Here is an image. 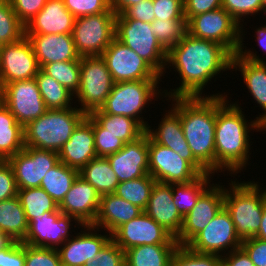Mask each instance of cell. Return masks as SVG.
Returning <instances> with one entry per match:
<instances>
[{"label": "cell", "instance_id": "obj_3", "mask_svg": "<svg viewBox=\"0 0 266 266\" xmlns=\"http://www.w3.org/2000/svg\"><path fill=\"white\" fill-rule=\"evenodd\" d=\"M208 96V97H207ZM216 96L180 97V122L193 156L215 173Z\"/></svg>", "mask_w": 266, "mask_h": 266}, {"label": "cell", "instance_id": "obj_17", "mask_svg": "<svg viewBox=\"0 0 266 266\" xmlns=\"http://www.w3.org/2000/svg\"><path fill=\"white\" fill-rule=\"evenodd\" d=\"M18 189L37 188L47 171L59 162L57 152L26 147L10 157Z\"/></svg>", "mask_w": 266, "mask_h": 266}, {"label": "cell", "instance_id": "obj_22", "mask_svg": "<svg viewBox=\"0 0 266 266\" xmlns=\"http://www.w3.org/2000/svg\"><path fill=\"white\" fill-rule=\"evenodd\" d=\"M82 227L81 230L84 231H80L57 249L62 266H84L86 262L95 259V255L111 240V234H99V228L93 225Z\"/></svg>", "mask_w": 266, "mask_h": 266}, {"label": "cell", "instance_id": "obj_42", "mask_svg": "<svg viewBox=\"0 0 266 266\" xmlns=\"http://www.w3.org/2000/svg\"><path fill=\"white\" fill-rule=\"evenodd\" d=\"M170 266H222L221 256L198 253L186 245H178L174 251Z\"/></svg>", "mask_w": 266, "mask_h": 266}, {"label": "cell", "instance_id": "obj_59", "mask_svg": "<svg viewBox=\"0 0 266 266\" xmlns=\"http://www.w3.org/2000/svg\"><path fill=\"white\" fill-rule=\"evenodd\" d=\"M256 40L262 48V50L266 51V25L265 26H260L258 29H256Z\"/></svg>", "mask_w": 266, "mask_h": 266}, {"label": "cell", "instance_id": "obj_14", "mask_svg": "<svg viewBox=\"0 0 266 266\" xmlns=\"http://www.w3.org/2000/svg\"><path fill=\"white\" fill-rule=\"evenodd\" d=\"M230 213L223 207L210 223L186 246L198 253L217 254L241 247ZM226 250V251H225ZM222 253V254H221Z\"/></svg>", "mask_w": 266, "mask_h": 266}, {"label": "cell", "instance_id": "obj_49", "mask_svg": "<svg viewBox=\"0 0 266 266\" xmlns=\"http://www.w3.org/2000/svg\"><path fill=\"white\" fill-rule=\"evenodd\" d=\"M18 188L12 166L8 161H0V201L17 196Z\"/></svg>", "mask_w": 266, "mask_h": 266}, {"label": "cell", "instance_id": "obj_46", "mask_svg": "<svg viewBox=\"0 0 266 266\" xmlns=\"http://www.w3.org/2000/svg\"><path fill=\"white\" fill-rule=\"evenodd\" d=\"M224 8L241 25L243 18L263 11L261 0H222ZM242 18V19H241ZM242 20V21H241Z\"/></svg>", "mask_w": 266, "mask_h": 266}, {"label": "cell", "instance_id": "obj_15", "mask_svg": "<svg viewBox=\"0 0 266 266\" xmlns=\"http://www.w3.org/2000/svg\"><path fill=\"white\" fill-rule=\"evenodd\" d=\"M111 239L125 252L140 245H178L176 239L144 211L118 227Z\"/></svg>", "mask_w": 266, "mask_h": 266}, {"label": "cell", "instance_id": "obj_33", "mask_svg": "<svg viewBox=\"0 0 266 266\" xmlns=\"http://www.w3.org/2000/svg\"><path fill=\"white\" fill-rule=\"evenodd\" d=\"M178 245H140L125 251V266H170Z\"/></svg>", "mask_w": 266, "mask_h": 266}, {"label": "cell", "instance_id": "obj_30", "mask_svg": "<svg viewBox=\"0 0 266 266\" xmlns=\"http://www.w3.org/2000/svg\"><path fill=\"white\" fill-rule=\"evenodd\" d=\"M93 117L94 133H111L124 143L135 141L145 133V129L135 120L123 115L105 114L99 109L90 113Z\"/></svg>", "mask_w": 266, "mask_h": 266}, {"label": "cell", "instance_id": "obj_5", "mask_svg": "<svg viewBox=\"0 0 266 266\" xmlns=\"http://www.w3.org/2000/svg\"><path fill=\"white\" fill-rule=\"evenodd\" d=\"M86 117L79 108L48 109L24 130V146L59 152L74 129Z\"/></svg>", "mask_w": 266, "mask_h": 266}, {"label": "cell", "instance_id": "obj_35", "mask_svg": "<svg viewBox=\"0 0 266 266\" xmlns=\"http://www.w3.org/2000/svg\"><path fill=\"white\" fill-rule=\"evenodd\" d=\"M213 173L201 174L189 183L172 184L173 202L184 218L196 205L198 198L211 186Z\"/></svg>", "mask_w": 266, "mask_h": 266}, {"label": "cell", "instance_id": "obj_18", "mask_svg": "<svg viewBox=\"0 0 266 266\" xmlns=\"http://www.w3.org/2000/svg\"><path fill=\"white\" fill-rule=\"evenodd\" d=\"M39 69L32 44L26 36L18 42L3 44L0 48V87L33 79Z\"/></svg>", "mask_w": 266, "mask_h": 266}, {"label": "cell", "instance_id": "obj_1", "mask_svg": "<svg viewBox=\"0 0 266 266\" xmlns=\"http://www.w3.org/2000/svg\"><path fill=\"white\" fill-rule=\"evenodd\" d=\"M231 58L232 54L221 44L187 33L167 52L166 64L179 73L181 85L169 92L164 90V97H201L214 76L231 69Z\"/></svg>", "mask_w": 266, "mask_h": 266}, {"label": "cell", "instance_id": "obj_47", "mask_svg": "<svg viewBox=\"0 0 266 266\" xmlns=\"http://www.w3.org/2000/svg\"><path fill=\"white\" fill-rule=\"evenodd\" d=\"M24 149V131L0 132V160L7 161Z\"/></svg>", "mask_w": 266, "mask_h": 266}, {"label": "cell", "instance_id": "obj_8", "mask_svg": "<svg viewBox=\"0 0 266 266\" xmlns=\"http://www.w3.org/2000/svg\"><path fill=\"white\" fill-rule=\"evenodd\" d=\"M114 80L102 56L80 57V85L74 95L85 114L100 109L114 86Z\"/></svg>", "mask_w": 266, "mask_h": 266}, {"label": "cell", "instance_id": "obj_63", "mask_svg": "<svg viewBox=\"0 0 266 266\" xmlns=\"http://www.w3.org/2000/svg\"><path fill=\"white\" fill-rule=\"evenodd\" d=\"M2 104L1 94H0V105Z\"/></svg>", "mask_w": 266, "mask_h": 266}, {"label": "cell", "instance_id": "obj_32", "mask_svg": "<svg viewBox=\"0 0 266 266\" xmlns=\"http://www.w3.org/2000/svg\"><path fill=\"white\" fill-rule=\"evenodd\" d=\"M79 176L89 182L100 194H112L119 184L107 157L93 158L80 171Z\"/></svg>", "mask_w": 266, "mask_h": 266}, {"label": "cell", "instance_id": "obj_26", "mask_svg": "<svg viewBox=\"0 0 266 266\" xmlns=\"http://www.w3.org/2000/svg\"><path fill=\"white\" fill-rule=\"evenodd\" d=\"M30 40L38 65L80 60L72 34H25Z\"/></svg>", "mask_w": 266, "mask_h": 266}, {"label": "cell", "instance_id": "obj_7", "mask_svg": "<svg viewBox=\"0 0 266 266\" xmlns=\"http://www.w3.org/2000/svg\"><path fill=\"white\" fill-rule=\"evenodd\" d=\"M115 37L135 51L161 77L167 67V51L156 39L151 23L136 19H120L116 15Z\"/></svg>", "mask_w": 266, "mask_h": 266}, {"label": "cell", "instance_id": "obj_29", "mask_svg": "<svg viewBox=\"0 0 266 266\" xmlns=\"http://www.w3.org/2000/svg\"><path fill=\"white\" fill-rule=\"evenodd\" d=\"M143 210L131 204L116 194L102 195L99 202V209L96 220L93 224L96 228L106 230L107 234H112L118 227L131 221Z\"/></svg>", "mask_w": 266, "mask_h": 266}, {"label": "cell", "instance_id": "obj_54", "mask_svg": "<svg viewBox=\"0 0 266 266\" xmlns=\"http://www.w3.org/2000/svg\"><path fill=\"white\" fill-rule=\"evenodd\" d=\"M183 4L188 22L193 16L221 8L222 0H183Z\"/></svg>", "mask_w": 266, "mask_h": 266}, {"label": "cell", "instance_id": "obj_19", "mask_svg": "<svg viewBox=\"0 0 266 266\" xmlns=\"http://www.w3.org/2000/svg\"><path fill=\"white\" fill-rule=\"evenodd\" d=\"M73 221L78 223L75 225L83 226L75 217L62 214L59 209L45 212L28 224V232L22 242L31 246L58 249L59 245L73 236L70 235Z\"/></svg>", "mask_w": 266, "mask_h": 266}, {"label": "cell", "instance_id": "obj_55", "mask_svg": "<svg viewBox=\"0 0 266 266\" xmlns=\"http://www.w3.org/2000/svg\"><path fill=\"white\" fill-rule=\"evenodd\" d=\"M241 247L255 266H266V241L253 237L243 240Z\"/></svg>", "mask_w": 266, "mask_h": 266}, {"label": "cell", "instance_id": "obj_28", "mask_svg": "<svg viewBox=\"0 0 266 266\" xmlns=\"http://www.w3.org/2000/svg\"><path fill=\"white\" fill-rule=\"evenodd\" d=\"M75 17L63 0H47L45 6L25 25V34H72Z\"/></svg>", "mask_w": 266, "mask_h": 266}, {"label": "cell", "instance_id": "obj_36", "mask_svg": "<svg viewBox=\"0 0 266 266\" xmlns=\"http://www.w3.org/2000/svg\"><path fill=\"white\" fill-rule=\"evenodd\" d=\"M35 80L37 81L38 89L47 109L56 110L72 107L71 101L73 100L74 94L58 83L53 77L46 74L41 68Z\"/></svg>", "mask_w": 266, "mask_h": 266}, {"label": "cell", "instance_id": "obj_52", "mask_svg": "<svg viewBox=\"0 0 266 266\" xmlns=\"http://www.w3.org/2000/svg\"><path fill=\"white\" fill-rule=\"evenodd\" d=\"M95 150L98 157H107L118 152L124 146V142L111 133H94Z\"/></svg>", "mask_w": 266, "mask_h": 266}, {"label": "cell", "instance_id": "obj_60", "mask_svg": "<svg viewBox=\"0 0 266 266\" xmlns=\"http://www.w3.org/2000/svg\"><path fill=\"white\" fill-rule=\"evenodd\" d=\"M255 237L266 241V205L264 206V210L262 213V220L258 234Z\"/></svg>", "mask_w": 266, "mask_h": 266}, {"label": "cell", "instance_id": "obj_6", "mask_svg": "<svg viewBox=\"0 0 266 266\" xmlns=\"http://www.w3.org/2000/svg\"><path fill=\"white\" fill-rule=\"evenodd\" d=\"M160 80H136L114 83L112 90L99 109L105 114L123 115L135 119L145 130L149 126L142 111L154 97L164 96L158 90ZM141 114V115H140Z\"/></svg>", "mask_w": 266, "mask_h": 266}, {"label": "cell", "instance_id": "obj_39", "mask_svg": "<svg viewBox=\"0 0 266 266\" xmlns=\"http://www.w3.org/2000/svg\"><path fill=\"white\" fill-rule=\"evenodd\" d=\"M25 36V25L13 11L10 0H0V43L18 42Z\"/></svg>", "mask_w": 266, "mask_h": 266}, {"label": "cell", "instance_id": "obj_38", "mask_svg": "<svg viewBox=\"0 0 266 266\" xmlns=\"http://www.w3.org/2000/svg\"><path fill=\"white\" fill-rule=\"evenodd\" d=\"M155 183V179L150 174H147L141 178L119 182L114 194L144 211Z\"/></svg>", "mask_w": 266, "mask_h": 266}, {"label": "cell", "instance_id": "obj_51", "mask_svg": "<svg viewBox=\"0 0 266 266\" xmlns=\"http://www.w3.org/2000/svg\"><path fill=\"white\" fill-rule=\"evenodd\" d=\"M120 19H136L142 22L152 23L155 20L153 0H143L127 8L122 14L117 15Z\"/></svg>", "mask_w": 266, "mask_h": 266}, {"label": "cell", "instance_id": "obj_48", "mask_svg": "<svg viewBox=\"0 0 266 266\" xmlns=\"http://www.w3.org/2000/svg\"><path fill=\"white\" fill-rule=\"evenodd\" d=\"M155 19L186 20L183 0H153Z\"/></svg>", "mask_w": 266, "mask_h": 266}, {"label": "cell", "instance_id": "obj_25", "mask_svg": "<svg viewBox=\"0 0 266 266\" xmlns=\"http://www.w3.org/2000/svg\"><path fill=\"white\" fill-rule=\"evenodd\" d=\"M59 161L80 171L93 158L98 157L95 150L93 117H86L74 129L70 139L58 152Z\"/></svg>", "mask_w": 266, "mask_h": 266}, {"label": "cell", "instance_id": "obj_16", "mask_svg": "<svg viewBox=\"0 0 266 266\" xmlns=\"http://www.w3.org/2000/svg\"><path fill=\"white\" fill-rule=\"evenodd\" d=\"M172 102L171 109L164 114L158 128L153 130L148 126L146 133L155 142L170 148L181 158L188 161L200 174L210 173L194 156L184 137L182 124L180 122V97L169 98ZM176 102V103H175Z\"/></svg>", "mask_w": 266, "mask_h": 266}, {"label": "cell", "instance_id": "obj_11", "mask_svg": "<svg viewBox=\"0 0 266 266\" xmlns=\"http://www.w3.org/2000/svg\"><path fill=\"white\" fill-rule=\"evenodd\" d=\"M0 94L2 103L22 127L38 119L48 110L35 78L1 86Z\"/></svg>", "mask_w": 266, "mask_h": 266}, {"label": "cell", "instance_id": "obj_40", "mask_svg": "<svg viewBox=\"0 0 266 266\" xmlns=\"http://www.w3.org/2000/svg\"><path fill=\"white\" fill-rule=\"evenodd\" d=\"M74 95L80 85V60L47 63L41 68Z\"/></svg>", "mask_w": 266, "mask_h": 266}, {"label": "cell", "instance_id": "obj_61", "mask_svg": "<svg viewBox=\"0 0 266 266\" xmlns=\"http://www.w3.org/2000/svg\"><path fill=\"white\" fill-rule=\"evenodd\" d=\"M12 240L3 232H0V251L6 248Z\"/></svg>", "mask_w": 266, "mask_h": 266}, {"label": "cell", "instance_id": "obj_12", "mask_svg": "<svg viewBox=\"0 0 266 266\" xmlns=\"http://www.w3.org/2000/svg\"><path fill=\"white\" fill-rule=\"evenodd\" d=\"M149 174L156 182L189 183L201 174L170 148L155 143L148 136Z\"/></svg>", "mask_w": 266, "mask_h": 266}, {"label": "cell", "instance_id": "obj_21", "mask_svg": "<svg viewBox=\"0 0 266 266\" xmlns=\"http://www.w3.org/2000/svg\"><path fill=\"white\" fill-rule=\"evenodd\" d=\"M223 187V188H222ZM224 207V186L214 183L198 198L196 205L183 218L178 245H187Z\"/></svg>", "mask_w": 266, "mask_h": 266}, {"label": "cell", "instance_id": "obj_62", "mask_svg": "<svg viewBox=\"0 0 266 266\" xmlns=\"http://www.w3.org/2000/svg\"><path fill=\"white\" fill-rule=\"evenodd\" d=\"M262 3V9L264 11V14L266 13V0H261Z\"/></svg>", "mask_w": 266, "mask_h": 266}, {"label": "cell", "instance_id": "obj_56", "mask_svg": "<svg viewBox=\"0 0 266 266\" xmlns=\"http://www.w3.org/2000/svg\"><path fill=\"white\" fill-rule=\"evenodd\" d=\"M221 262L222 266H255L242 247L222 255Z\"/></svg>", "mask_w": 266, "mask_h": 266}, {"label": "cell", "instance_id": "obj_24", "mask_svg": "<svg viewBox=\"0 0 266 266\" xmlns=\"http://www.w3.org/2000/svg\"><path fill=\"white\" fill-rule=\"evenodd\" d=\"M100 194L79 175L59 205L62 214L75 217L82 225H93L99 209Z\"/></svg>", "mask_w": 266, "mask_h": 266}, {"label": "cell", "instance_id": "obj_43", "mask_svg": "<svg viewBox=\"0 0 266 266\" xmlns=\"http://www.w3.org/2000/svg\"><path fill=\"white\" fill-rule=\"evenodd\" d=\"M25 266H62V264L57 249L25 244Z\"/></svg>", "mask_w": 266, "mask_h": 266}, {"label": "cell", "instance_id": "obj_9", "mask_svg": "<svg viewBox=\"0 0 266 266\" xmlns=\"http://www.w3.org/2000/svg\"><path fill=\"white\" fill-rule=\"evenodd\" d=\"M115 35L116 13L114 11L75 18L72 36L80 57L102 56Z\"/></svg>", "mask_w": 266, "mask_h": 266}, {"label": "cell", "instance_id": "obj_53", "mask_svg": "<svg viewBox=\"0 0 266 266\" xmlns=\"http://www.w3.org/2000/svg\"><path fill=\"white\" fill-rule=\"evenodd\" d=\"M0 266H25V244L12 241L0 251Z\"/></svg>", "mask_w": 266, "mask_h": 266}, {"label": "cell", "instance_id": "obj_4", "mask_svg": "<svg viewBox=\"0 0 266 266\" xmlns=\"http://www.w3.org/2000/svg\"><path fill=\"white\" fill-rule=\"evenodd\" d=\"M230 185V190L224 187V207L231 215L240 240L253 238L261 225L266 205V188L261 190V186L255 181L236 183L231 180Z\"/></svg>", "mask_w": 266, "mask_h": 266}, {"label": "cell", "instance_id": "obj_23", "mask_svg": "<svg viewBox=\"0 0 266 266\" xmlns=\"http://www.w3.org/2000/svg\"><path fill=\"white\" fill-rule=\"evenodd\" d=\"M118 181H129L149 174L148 134L125 143L118 152L107 156Z\"/></svg>", "mask_w": 266, "mask_h": 266}, {"label": "cell", "instance_id": "obj_2", "mask_svg": "<svg viewBox=\"0 0 266 266\" xmlns=\"http://www.w3.org/2000/svg\"><path fill=\"white\" fill-rule=\"evenodd\" d=\"M227 97L216 96L215 172L228 169L232 176L248 164L250 130L266 129L258 120L246 121L241 106L237 102L228 104Z\"/></svg>", "mask_w": 266, "mask_h": 266}, {"label": "cell", "instance_id": "obj_27", "mask_svg": "<svg viewBox=\"0 0 266 266\" xmlns=\"http://www.w3.org/2000/svg\"><path fill=\"white\" fill-rule=\"evenodd\" d=\"M144 212L174 238L180 233L183 217L173 202L172 184L156 182Z\"/></svg>", "mask_w": 266, "mask_h": 266}, {"label": "cell", "instance_id": "obj_10", "mask_svg": "<svg viewBox=\"0 0 266 266\" xmlns=\"http://www.w3.org/2000/svg\"><path fill=\"white\" fill-rule=\"evenodd\" d=\"M187 29L192 37L217 42L232 55L237 54L241 44V26L222 7L193 16Z\"/></svg>", "mask_w": 266, "mask_h": 266}, {"label": "cell", "instance_id": "obj_13", "mask_svg": "<svg viewBox=\"0 0 266 266\" xmlns=\"http://www.w3.org/2000/svg\"><path fill=\"white\" fill-rule=\"evenodd\" d=\"M114 82L160 80L161 76L116 37L102 54Z\"/></svg>", "mask_w": 266, "mask_h": 266}, {"label": "cell", "instance_id": "obj_37", "mask_svg": "<svg viewBox=\"0 0 266 266\" xmlns=\"http://www.w3.org/2000/svg\"><path fill=\"white\" fill-rule=\"evenodd\" d=\"M17 196L24 209L28 224L45 212H55L59 209L57 203L41 187L18 189Z\"/></svg>", "mask_w": 266, "mask_h": 266}, {"label": "cell", "instance_id": "obj_41", "mask_svg": "<svg viewBox=\"0 0 266 266\" xmlns=\"http://www.w3.org/2000/svg\"><path fill=\"white\" fill-rule=\"evenodd\" d=\"M153 34L158 42L168 52L188 33L187 20H160L151 23Z\"/></svg>", "mask_w": 266, "mask_h": 266}, {"label": "cell", "instance_id": "obj_20", "mask_svg": "<svg viewBox=\"0 0 266 266\" xmlns=\"http://www.w3.org/2000/svg\"><path fill=\"white\" fill-rule=\"evenodd\" d=\"M242 28L243 25H241V44L237 54L232 55L231 68L239 69L249 93L263 109V115H259L255 119L266 129V62L263 61L264 58L260 59L259 55L257 56L249 49H242L244 39L242 37L244 29Z\"/></svg>", "mask_w": 266, "mask_h": 266}, {"label": "cell", "instance_id": "obj_34", "mask_svg": "<svg viewBox=\"0 0 266 266\" xmlns=\"http://www.w3.org/2000/svg\"><path fill=\"white\" fill-rule=\"evenodd\" d=\"M78 175V170L70 168L59 161L53 168L47 171L46 175L41 180L40 187L45 190L59 206Z\"/></svg>", "mask_w": 266, "mask_h": 266}, {"label": "cell", "instance_id": "obj_44", "mask_svg": "<svg viewBox=\"0 0 266 266\" xmlns=\"http://www.w3.org/2000/svg\"><path fill=\"white\" fill-rule=\"evenodd\" d=\"M63 2L75 18L113 11L110 0H63Z\"/></svg>", "mask_w": 266, "mask_h": 266}, {"label": "cell", "instance_id": "obj_57", "mask_svg": "<svg viewBox=\"0 0 266 266\" xmlns=\"http://www.w3.org/2000/svg\"><path fill=\"white\" fill-rule=\"evenodd\" d=\"M2 131H24L3 103L0 105V132Z\"/></svg>", "mask_w": 266, "mask_h": 266}, {"label": "cell", "instance_id": "obj_50", "mask_svg": "<svg viewBox=\"0 0 266 266\" xmlns=\"http://www.w3.org/2000/svg\"><path fill=\"white\" fill-rule=\"evenodd\" d=\"M13 11L26 25L45 6L47 0H10Z\"/></svg>", "mask_w": 266, "mask_h": 266}, {"label": "cell", "instance_id": "obj_58", "mask_svg": "<svg viewBox=\"0 0 266 266\" xmlns=\"http://www.w3.org/2000/svg\"><path fill=\"white\" fill-rule=\"evenodd\" d=\"M143 0H110L111 9L118 14H122L127 8L142 2Z\"/></svg>", "mask_w": 266, "mask_h": 266}, {"label": "cell", "instance_id": "obj_31", "mask_svg": "<svg viewBox=\"0 0 266 266\" xmlns=\"http://www.w3.org/2000/svg\"><path fill=\"white\" fill-rule=\"evenodd\" d=\"M0 232L12 241L22 242L28 232V222L18 196L0 201Z\"/></svg>", "mask_w": 266, "mask_h": 266}, {"label": "cell", "instance_id": "obj_45", "mask_svg": "<svg viewBox=\"0 0 266 266\" xmlns=\"http://www.w3.org/2000/svg\"><path fill=\"white\" fill-rule=\"evenodd\" d=\"M84 266H125V252L111 239L95 255V259L86 262Z\"/></svg>", "mask_w": 266, "mask_h": 266}]
</instances>
